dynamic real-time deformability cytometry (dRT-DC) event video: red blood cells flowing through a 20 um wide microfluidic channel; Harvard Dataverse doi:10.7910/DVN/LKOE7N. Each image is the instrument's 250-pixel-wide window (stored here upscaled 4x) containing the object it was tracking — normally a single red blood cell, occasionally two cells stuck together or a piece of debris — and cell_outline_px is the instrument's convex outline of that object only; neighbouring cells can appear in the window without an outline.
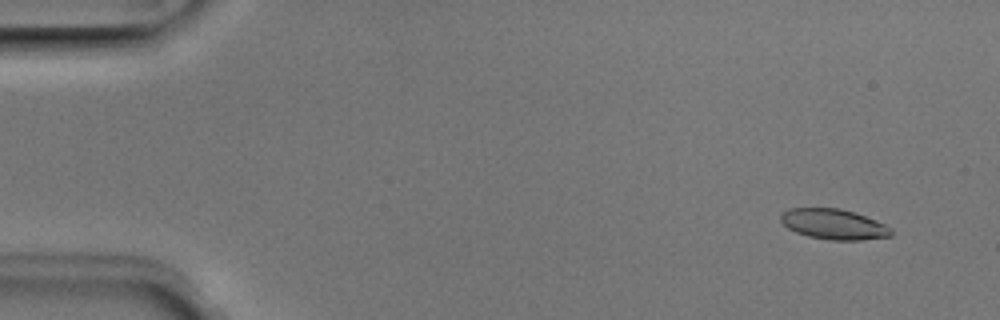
{"species": "Egyptian fruit bat (a non-hibernating species)", "species_latin": "Rousettus aegyptiacus", "temperature_condition": "room temperature", "stored_images_in_passage": 3, "camera_frame_rate_fps": 3000, "um_per_image_px": 0.085, "animal": {"sex": "male"}, "frame": {"image": 1, "passage_image": 1, "time_ms": 0.0, "image_size_px": [1000, 320], "cell_outline_px": [[892, 236], [860, 240], [832, 240], [808, 236], [796, 232], [788, 228], [780, 220], [780, 216], [788, 208], [840, 208], [864, 216], [884, 224], [892, 228]], "centroid_in_image_um": [70.86, 19.06], "position_along_channel_um": 14.1, "area_um2": 19.36}}
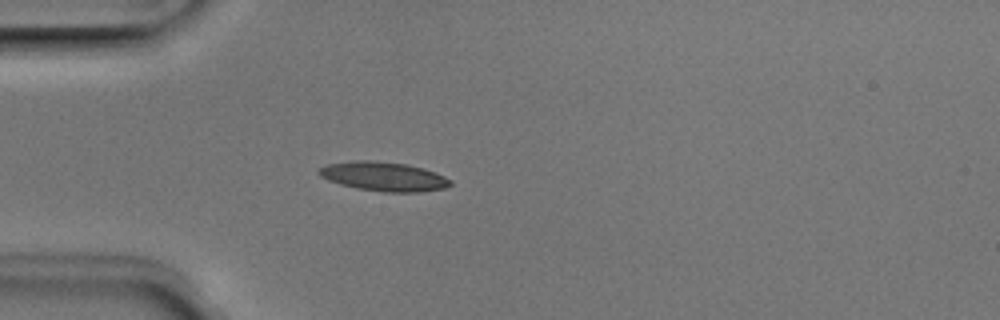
{"frame": {"image": 2, "passage_image": 3, "time_ms": 0.667, "image_size_px": [1000, 320], "cell_outline_px": [[452, 184], [444, 188], [420, 192], [384, 192], [356, 188], [340, 184], [328, 180], [320, 176], [316, 172], [320, 168], [328, 164], [356, 160], [372, 160], [408, 164], [424, 168], [444, 176], [452, 180]], "centroid_in_image_um": [32.62, 15.0], "position_along_channel_um": 52.4, "area_um2": 22.43}}